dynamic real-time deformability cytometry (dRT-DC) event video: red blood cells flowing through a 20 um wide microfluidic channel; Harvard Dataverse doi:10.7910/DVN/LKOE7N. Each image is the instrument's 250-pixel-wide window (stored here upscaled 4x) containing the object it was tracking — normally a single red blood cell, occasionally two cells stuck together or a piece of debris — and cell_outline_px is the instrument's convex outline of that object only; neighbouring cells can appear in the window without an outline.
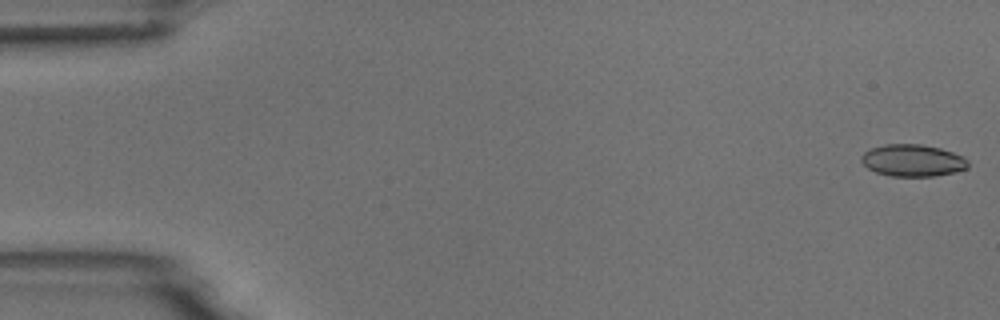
{"species": "common noctule bat (a hibernating species)", "species_latin": "Nyctalus noctula", "temperature_condition": "room temperature", "stored_images_in_passage": 7, "camera_frame_rate_fps": 3000, "um_per_image_px": 0.085, "animal": {"sex": "male", "body_mass_g": 18.8}, "frame": {"image": 1, "passage_image": 1, "time_ms": 0.0, "image_size_px": [1000, 320], "cell_outline_px": [[968, 168], [936, 176], [892, 176], [876, 172], [868, 168], [860, 160], [860, 156], [864, 152], [872, 148], [884, 144], [920, 144], [940, 148], [964, 156], [968, 160]], "centroid_in_image_um": [77.57, 13.63], "position_along_channel_um": 7.4, "area_um2": 19.88}}
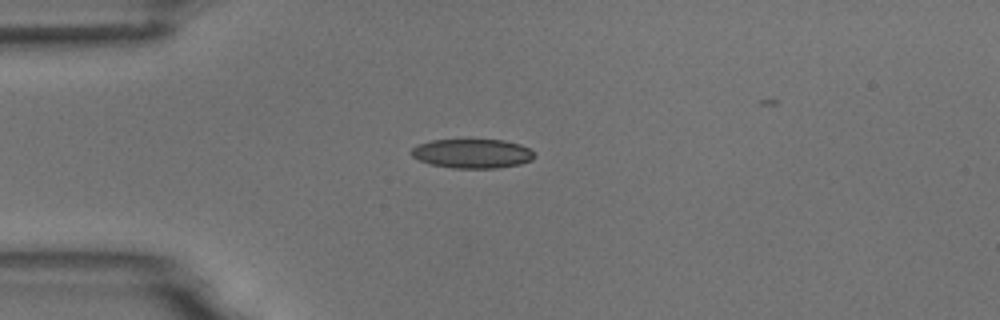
{"frame": {"image": 2, "passage_image": 5, "time_ms": 4.333, "image_size_px": [1000, 320], "cell_outline_px": [[536, 156], [532, 160], [520, 164], [496, 168], [452, 168], [432, 164], [420, 160], [412, 156], [408, 152], [416, 144], [432, 140], [504, 140], [520, 144], [528, 148]], "centroid_in_image_um": [40.12, 13.05], "position_along_channel_um": 44.9, "area_um2": 20.98}}
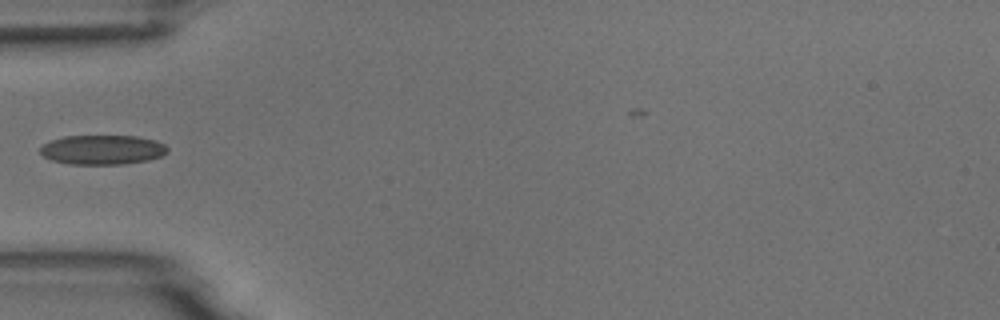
{"frame": {"image": 3, "passage_image": 6, "time_ms": 5.667, "image_size_px": [1000, 320], "cell_outline_px": [[168, 152], [160, 156], [148, 160], [124, 164], [68, 164], [52, 160], [44, 156], [40, 152], [40, 148], [44, 144], [52, 140], [64, 136], [136, 136], [156, 140], [164, 144], [168, 148]], "centroid_in_image_um": [8.72, 12.73], "position_along_channel_um": 76.3, "area_um2": 21.85}}